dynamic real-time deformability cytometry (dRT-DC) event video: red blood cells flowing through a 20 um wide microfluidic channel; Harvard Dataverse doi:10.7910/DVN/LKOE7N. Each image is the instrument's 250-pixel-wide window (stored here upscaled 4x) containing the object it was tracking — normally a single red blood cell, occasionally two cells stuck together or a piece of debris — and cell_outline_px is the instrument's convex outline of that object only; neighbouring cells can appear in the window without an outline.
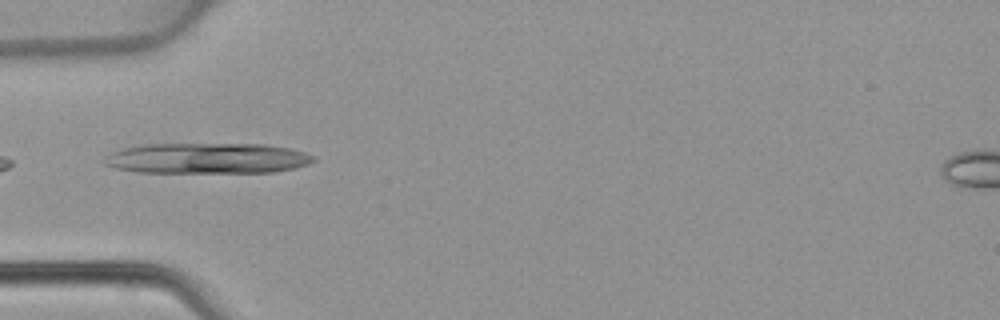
{"species": "common noctule bat (a hibernating species)", "species_latin": "Nyctalus noctula", "temperature_condition": "warm", "stored_images_in_passage": 15, "camera_frame_rate_fps": 3000, "um_per_image_px": 0.085, "animal": {"sex": "female", "body_mass_g": 22.7, "forearm_length_mm": 54.2}, "frame": {"image": 1, "passage_image": 1, "time_ms": 0.0, "image_size_px": [1000, 320], "cell_outline_px": [[316, 160], [308, 164], [292, 168], [272, 172], [136, 172], [116, 168], [104, 164], [104, 156], [112, 152], [124, 148], [144, 144], [264, 144], [288, 148], [304, 152], [312, 156]], "centroid_in_image_um": [17.58, 13.45], "position_along_channel_um": 67.4, "area_um2": 37.11}}